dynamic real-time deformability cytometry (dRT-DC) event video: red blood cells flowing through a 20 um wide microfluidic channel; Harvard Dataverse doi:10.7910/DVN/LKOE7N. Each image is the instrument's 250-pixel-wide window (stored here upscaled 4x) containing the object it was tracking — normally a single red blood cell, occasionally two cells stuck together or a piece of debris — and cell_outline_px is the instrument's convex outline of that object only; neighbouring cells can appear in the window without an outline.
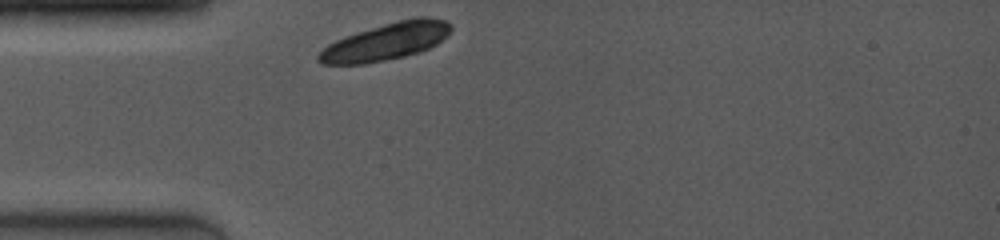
{"species": "common noctule bat (a hibernating species)", "species_latin": "Nyctalus noctula", "temperature_condition": "room temperature", "stored_images_in_passage": 4, "camera_frame_rate_fps": 4000, "um_per_image_px": 0.085, "animal": {"sex": "female", "body_mass_g": 19.0, "forearm_length_mm": 53.3}, "frame": {"image": 1, "passage_image": 1, "time_ms": 0.0, "image_size_px": [1000, 240], "cell_outline_px": [[452, 28], [436, 44], [420, 52], [404, 56], [364, 64], [324, 64], [316, 60], [316, 56], [328, 44], [336, 40], [372, 28], [400, 20], [420, 16], [428, 16], [448, 20], [452, 24]], "centroid_in_image_um": [32.84, 3.53], "position_along_channel_um": 52.2, "area_um2": 28.15}}